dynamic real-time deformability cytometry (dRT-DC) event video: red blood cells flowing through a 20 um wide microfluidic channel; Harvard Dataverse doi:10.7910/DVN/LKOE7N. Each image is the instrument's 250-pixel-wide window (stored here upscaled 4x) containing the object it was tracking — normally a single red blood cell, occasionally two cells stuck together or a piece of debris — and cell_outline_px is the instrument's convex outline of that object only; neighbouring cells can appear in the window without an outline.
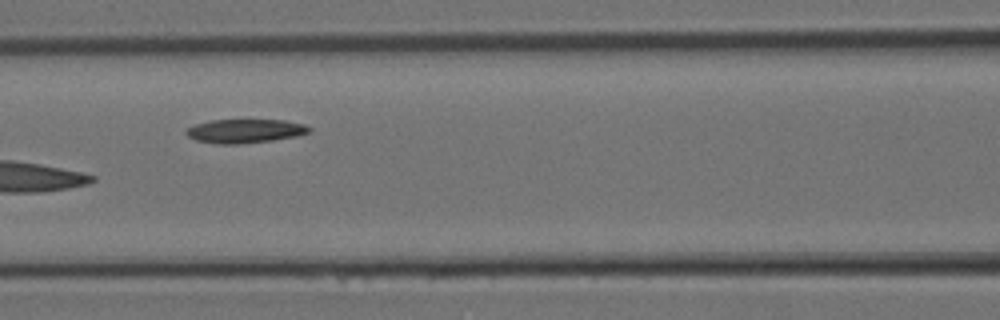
{"species": "Egyptian fruit bat (a non-hibernating species)", "species_latin": "Rousettus aegyptiacus", "temperature_condition": "room temperature", "stored_images_in_passage": 22, "camera_frame_rate_fps": 3000, "um_per_image_px": 0.085, "animal": {"sex": "female"}, "frame": {"image": 1, "passage_image": 7, "time_ms": 2.0, "image_size_px": [1000, 320], "cell_outline_px": [[312, 132], [296, 136], [272, 140], [236, 144], [216, 144], [196, 140], [188, 136], [184, 132], [188, 128], [196, 124], [212, 120], [284, 120], [304, 124], [312, 128]], "centroid_in_image_um": [20.85, 11.13], "position_along_channel_um": 145.8, "area_um2": 17.05}}
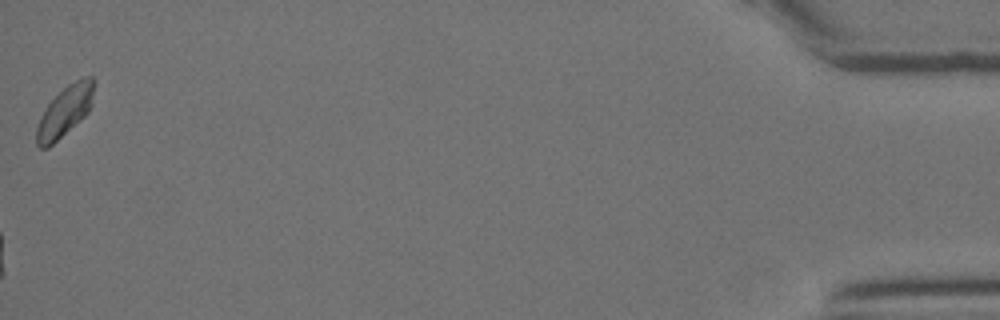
{"frame": {"image": 2, "passage_image": 22, "time_ms": 7.0, "image_size_px": [1000, 320], "cell_outline_px": [[92, 104], [88, 112], [80, 120], [48, 148], [40, 148], [36, 144], [36, 128], [40, 116], [44, 108], [68, 84], [84, 76], [92, 76]], "centroid_in_image_um": [5.47, 9.49], "position_along_channel_um": 429.7, "area_um2": 16.53}}